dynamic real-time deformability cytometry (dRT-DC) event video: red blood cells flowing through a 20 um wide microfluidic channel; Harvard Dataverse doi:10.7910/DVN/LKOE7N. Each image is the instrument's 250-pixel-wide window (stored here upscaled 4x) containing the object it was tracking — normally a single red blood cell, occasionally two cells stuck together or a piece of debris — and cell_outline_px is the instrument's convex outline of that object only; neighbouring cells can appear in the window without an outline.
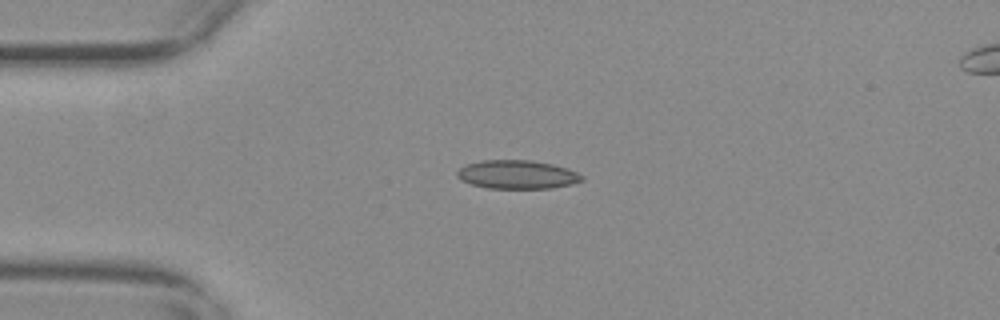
{"species": "common noctule bat (a hibernating species)", "species_latin": "Nyctalus noctula", "temperature_condition": "warm", "stored_images_in_passage": 43, "camera_frame_rate_fps": 3000, "um_per_image_px": 0.085, "animal": {"sex": "female", "body_mass_g": 29.2, "forearm_length_mm": 56.3}, "frame": {"image": 1, "passage_image": 1, "time_ms": 0.0, "image_size_px": [1000, 320], "cell_outline_px": [[584, 180], [572, 184], [552, 188], [488, 188], [472, 184], [460, 180], [456, 176], [456, 172], [460, 168], [468, 164], [480, 160], [532, 160], [552, 164], [568, 168], [584, 176]], "centroid_in_image_um": [43.97, 14.83], "position_along_channel_um": 41.0, "area_um2": 20.87}}
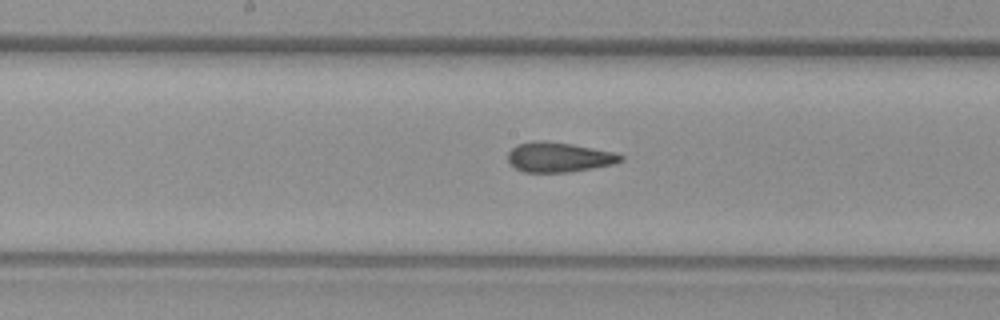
{"frame": {"image": 2, "passage_image": 16, "time_ms": 5.0, "image_size_px": [1000, 320], "cell_outline_px": [[624, 160], [612, 164], [592, 168], [568, 172], [524, 172], [508, 164], [508, 152], [516, 144], [540, 140], [572, 144], [612, 152], [624, 156]], "centroid_in_image_um": [47.46, 13.36], "position_along_channel_um": 200.7, "area_um2": 19.48}}
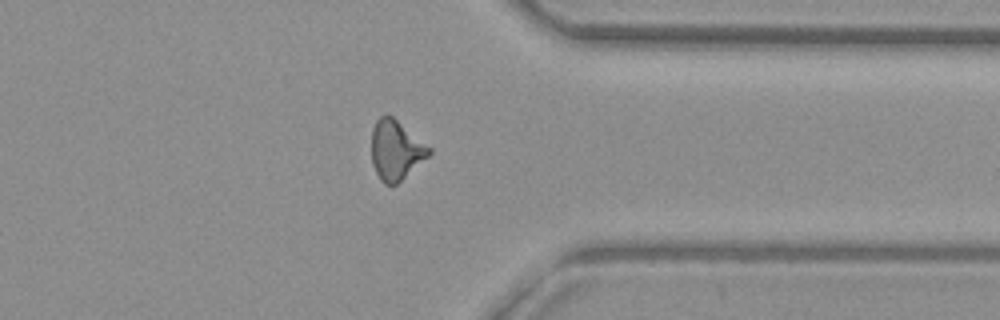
{"frame": {"image": 3, "passage_image": 31, "time_ms": 10.0, "image_size_px": [1000, 320], "cell_outline_px": [[432, 152], [428, 156], [396, 184], [384, 184], [380, 180], [372, 164], [372, 128], [376, 120], [380, 116], [392, 116], [432, 148]], "centroid_in_image_um": [33.64, 12.75], "position_along_channel_um": 377.8, "area_um2": 19.71}, "authors_computed_cell_mechanics": {"area_um2": 19.7098, "velocity_mm_per_s": 3.6878, "shape_relaxation_time_tau1_ms": null, "shape_relaxation_time_tau2_ms": 1.6198, "deformation_change_tau1": null, "deformation_change_tau2": 0.0863}}